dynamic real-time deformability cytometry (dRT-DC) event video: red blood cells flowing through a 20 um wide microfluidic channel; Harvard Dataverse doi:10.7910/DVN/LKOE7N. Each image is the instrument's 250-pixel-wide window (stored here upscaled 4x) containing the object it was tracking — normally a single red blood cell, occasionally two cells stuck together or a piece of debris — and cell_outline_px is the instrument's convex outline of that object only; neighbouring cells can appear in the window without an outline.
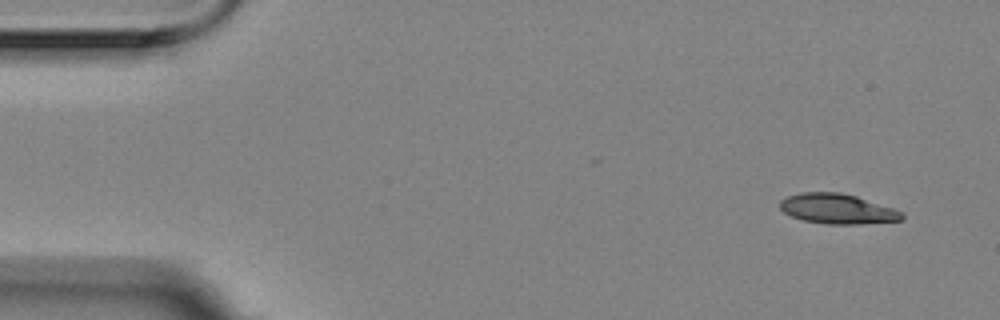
{"species": "Egyptian fruit bat (a non-hibernating species)", "species_latin": "Rousettus aegyptiacus", "temperature_condition": "room temperature", "stored_images_in_passage": 7, "camera_frame_rate_fps": 3000, "um_per_image_px": 0.085, "animal": {"sex": "female"}, "frame": {"image": 1, "passage_image": 1, "time_ms": 0.0, "image_size_px": [1000, 320], "cell_outline_px": [[904, 220], [860, 224], [824, 224], [804, 220], [792, 216], [784, 212], [780, 208], [780, 200], [788, 196], [800, 192], [840, 192], [856, 196], [904, 212]], "centroid_in_image_um": [71.19, 17.75], "position_along_channel_um": 13.8, "area_um2": 21.33}}
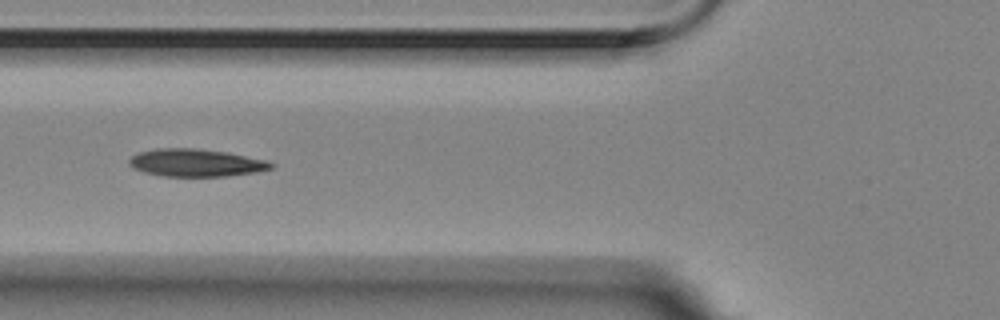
{"frame": {"image": 2, "passage_image": 6, "time_ms": 1.667, "image_size_px": [1000, 320], "cell_outline_px": [[276, 164], [272, 168], [256, 172], [228, 176], [160, 176], [144, 172], [128, 164], [128, 160], [132, 156], [140, 152], [156, 148], [196, 148], [224, 152], [264, 160]], "centroid_in_image_um": [16.63, 13.84], "position_along_channel_um": 109.2, "area_um2": 22.6}}
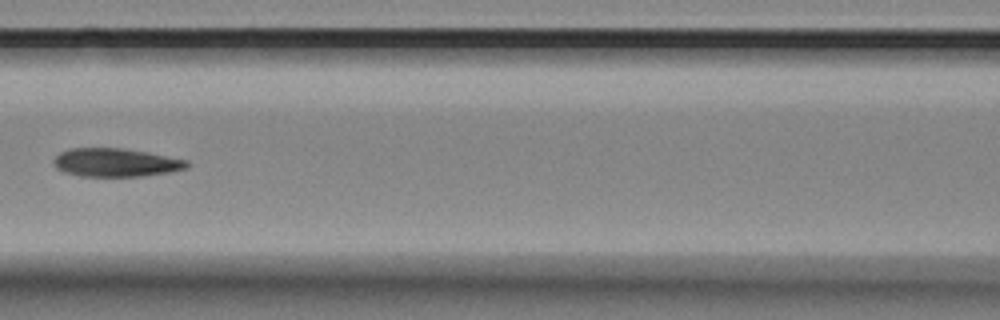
{"frame": {"image": 3, "passage_image": 7, "time_ms": 2.0, "image_size_px": [1000, 320], "cell_outline_px": [[188, 168], [172, 172], [144, 176], [80, 176], [64, 172], [56, 168], [52, 164], [52, 160], [60, 152], [68, 148], [120, 148], [148, 152], [188, 160]], "centroid_in_image_um": [9.83, 13.81], "position_along_channel_um": 156.8, "area_um2": 22.25}}